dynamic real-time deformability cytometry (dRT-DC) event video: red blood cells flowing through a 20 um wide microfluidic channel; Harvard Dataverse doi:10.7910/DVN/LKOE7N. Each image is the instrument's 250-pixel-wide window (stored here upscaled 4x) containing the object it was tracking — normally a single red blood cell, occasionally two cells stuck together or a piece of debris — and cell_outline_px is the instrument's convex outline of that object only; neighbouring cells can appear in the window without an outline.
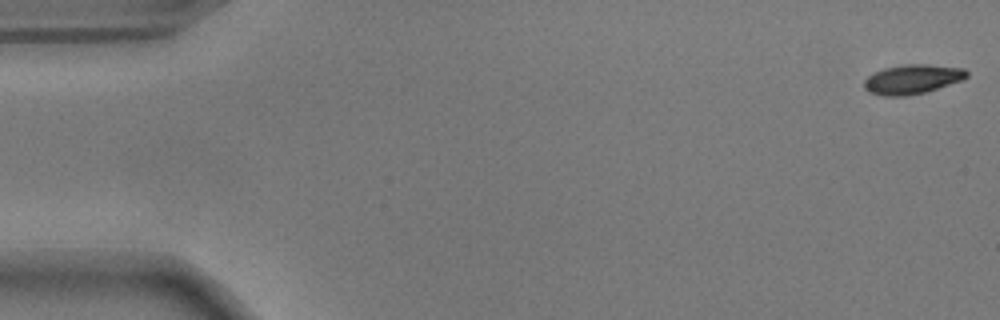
{"species": "common noctule bat (a hibernating species)", "species_latin": "Nyctalus noctula", "temperature_condition": "warm", "stored_images_in_passage": 55, "camera_frame_rate_fps": 3000, "um_per_image_px": 0.085, "animal": {"sex": "male", "body_mass_g": 17.9}, "frame": {"image": 1, "passage_image": 1, "time_ms": 0.0, "image_size_px": [1000, 320], "cell_outline_px": [[968, 76], [960, 80], [924, 92], [904, 96], [884, 96], [868, 92], [864, 88], [864, 80], [872, 72], [884, 68], [904, 64], [928, 64], [964, 68], [968, 72]], "centroid_in_image_um": [77.49, 6.72], "position_along_channel_um": 7.5, "area_um2": 17.51}}
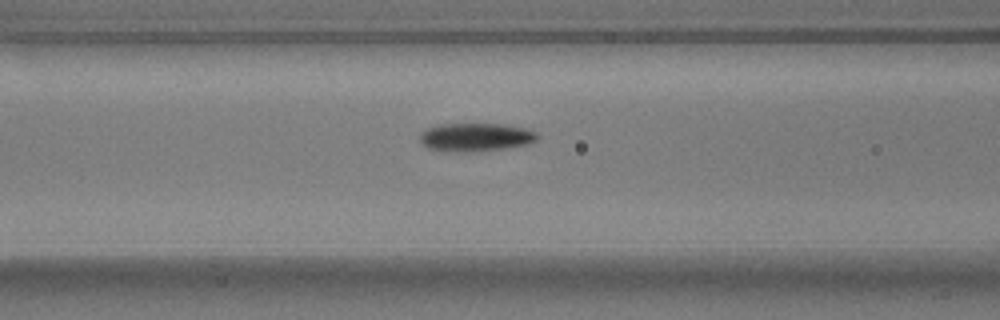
{"frame": {"image": 2, "passage_image": 22, "time_ms": 7.0, "image_size_px": [1000, 320], "cell_outline_px": [[540, 136], [536, 140], [528, 144], [504, 148], [464, 152], [428, 148], [420, 140], [420, 132], [436, 124], [504, 124], [524, 128], [536, 132]], "centroid_in_image_um": [40.44, 11.64], "position_along_channel_um": 126.2, "area_um2": 19.13}}
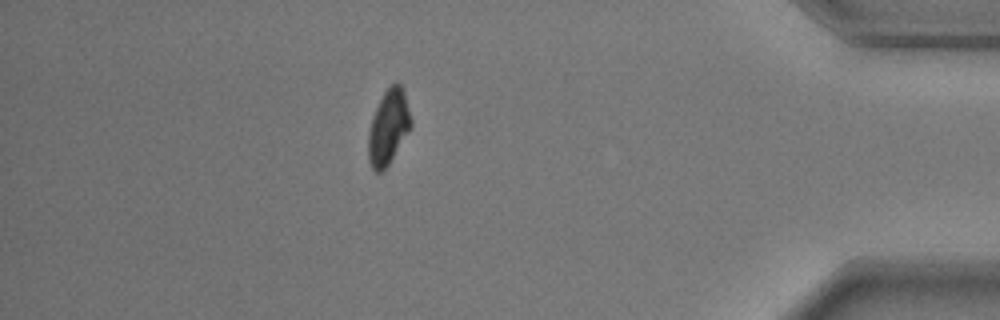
{"frame": {"image": 3, "passage_image": 48, "time_ms": 15.667, "image_size_px": [1000, 320], "cell_outline_px": [[412, 128], [388, 164], [380, 172], [376, 172], [372, 168], [368, 160], [368, 132], [372, 116], [384, 92], [396, 80], [400, 84], [404, 92], [412, 120]], "centroid_in_image_um": [33.02, 10.8], "position_along_channel_um": 402.2, "area_um2": 18.55}, "authors_computed_cell_mechanics": {"area_um2": 18.7272, "velocity_mm_per_s": 3.68, "shape_relaxation_time_tau1_ms": 2.7773, "shape_relaxation_time_tau2_ms": null, "deformation_change_tau1": 0.1515, "deformation_change_tau2": null}}